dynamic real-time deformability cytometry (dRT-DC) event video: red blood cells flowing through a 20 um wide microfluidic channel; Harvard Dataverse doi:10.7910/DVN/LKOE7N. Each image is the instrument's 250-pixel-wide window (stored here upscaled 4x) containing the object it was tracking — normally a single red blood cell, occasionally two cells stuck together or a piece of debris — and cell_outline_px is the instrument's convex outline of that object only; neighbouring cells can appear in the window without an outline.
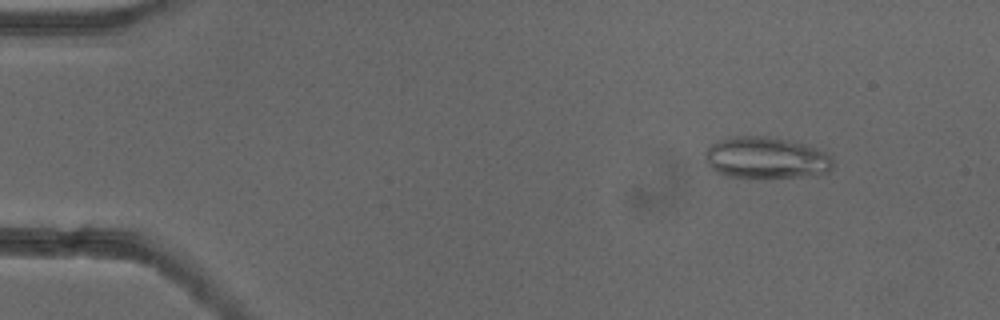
{"species": "common noctule bat (a hibernating species)", "species_latin": "Nyctalus noctula", "temperature_condition": "cold", "stored_images_in_passage": 52, "camera_frame_rate_fps": 3000, "um_per_image_px": 0.085, "animal": {"sex": "female"}, "frame": {"image": 1, "passage_image": 6, "time_ms": 1.667, "image_size_px": [1000, 320], "cell_outline_px": [[832, 168], [828, 172], [800, 176], [760, 180], [728, 176], [716, 172], [704, 160], [704, 152], [712, 144], [720, 140], [736, 136], [764, 136], [788, 140], [804, 144], [828, 152], [832, 156]], "centroid_in_image_um": [65.1, 13.44], "position_along_channel_um": 19.9, "area_um2": 31.5}}
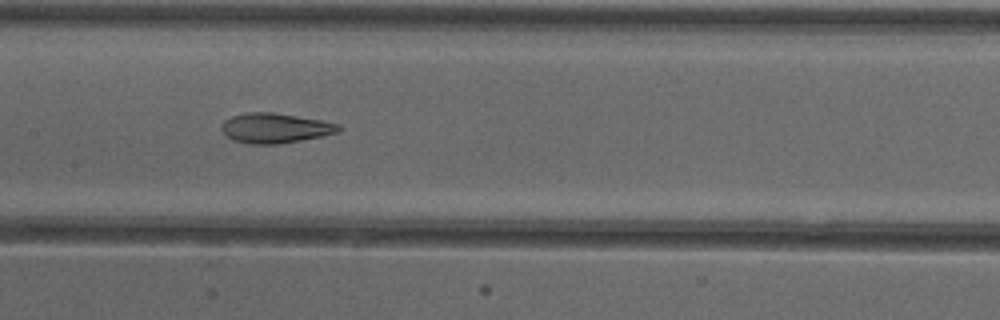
{"frame": {"image": 2, "passage_image": 26, "time_ms": 8.333, "image_size_px": [1000, 320], "cell_outline_px": [[344, 128], [340, 132], [300, 140], [276, 144], [248, 144], [232, 140], [220, 128], [220, 124], [224, 120], [232, 116], [248, 112], [272, 112], [320, 120], [340, 124]], "centroid_in_image_um": [23.38, 10.88], "position_along_channel_um": 184.0, "area_um2": 20.4}}
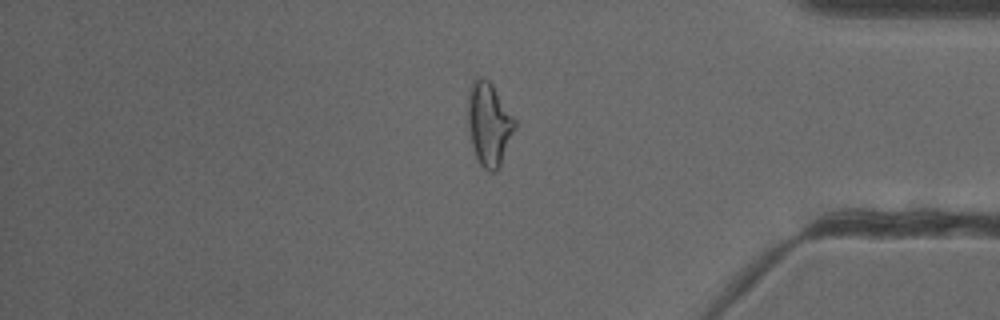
{"frame": {"image": 3, "passage_image": 44, "time_ms": 14.333, "image_size_px": [1000, 320], "cell_outline_px": [[516, 128], [500, 168], [496, 172], [488, 172], [480, 164], [476, 156], [472, 144], [468, 128], [468, 88], [472, 80], [476, 76], [480, 76], [488, 80], [492, 84], [516, 120]], "centroid_in_image_um": [41.57, 10.54], "position_along_channel_um": 393.6, "area_um2": 23.12}, "authors_computed_cell_mechanics": {"area_um2": 22.7443, "velocity_mm_per_s": 3.9145, "shape_relaxation_time_tau1_ms": null, "shape_relaxation_time_tau2_ms": 2.0665, "deformation_change_tau1": null, "deformation_change_tau2": 0.0816}}